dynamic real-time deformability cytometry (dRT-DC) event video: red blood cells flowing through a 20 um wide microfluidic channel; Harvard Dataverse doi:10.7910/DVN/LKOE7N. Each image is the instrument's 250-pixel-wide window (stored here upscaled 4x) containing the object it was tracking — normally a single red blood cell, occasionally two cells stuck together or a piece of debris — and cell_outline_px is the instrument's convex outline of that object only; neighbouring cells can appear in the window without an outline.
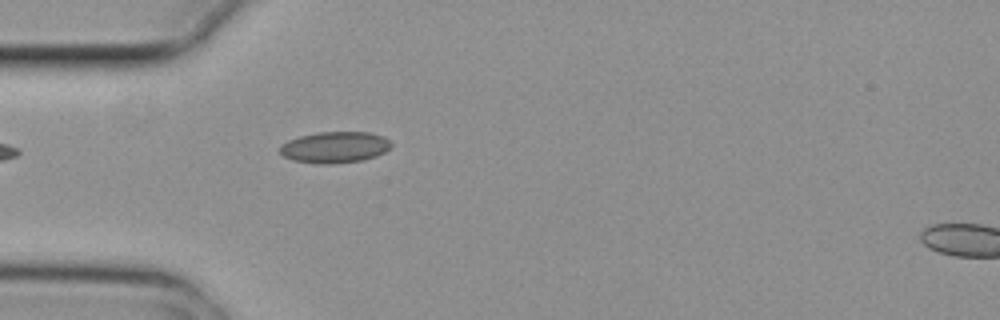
{"species": "common noctule bat (a hibernating species)", "species_latin": "Nyctalus noctula", "temperature_condition": "cold", "stored_images_in_passage": 4, "segment_of_instrument_passage": [1, 2], "camera_frame_rate_fps": 3000, "um_per_image_px": 0.085, "animal": {"sex": "female", "body_mass_g": 29.2, "forearm_length_mm": 56.3}, "frame": {"image": 1, "passage_image": 3, "time_ms": 0.667, "image_size_px": [1000, 320], "cell_outline_px": [[392, 144], [384, 152], [376, 156], [360, 160], [332, 164], [320, 164], [292, 160], [284, 156], [280, 152], [280, 148], [288, 140], [300, 136], [316, 132], [368, 132], [384, 136]], "centroid_in_image_um": [28.46, 12.51], "position_along_channel_um": 56.5, "area_um2": 20.11}}